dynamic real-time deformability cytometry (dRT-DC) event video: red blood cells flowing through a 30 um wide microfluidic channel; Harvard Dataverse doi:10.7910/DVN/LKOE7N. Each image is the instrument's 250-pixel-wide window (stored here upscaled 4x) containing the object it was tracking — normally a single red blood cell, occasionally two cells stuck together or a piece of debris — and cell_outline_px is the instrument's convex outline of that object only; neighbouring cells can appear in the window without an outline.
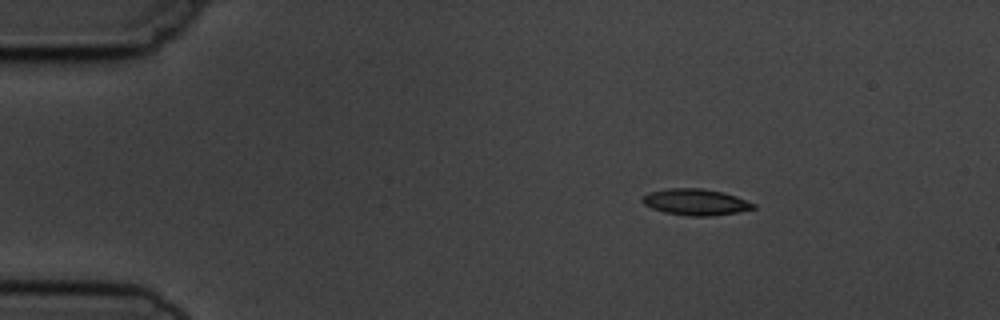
{"species": "common noctule bat (a hibernating species)", "species_latin": "Nyctalus noctula", "temperature_condition": "cold", "stored_images_in_passage": 4, "camera_frame_rate_fps": 3000, "um_per_image_px": 0.085, "animal": {"sex": "male", "body_mass_g": 19.5, "forearm_length_mm": 54.6}, "frame": {"image": 1, "passage_image": 2, "time_ms": 1.333, "image_size_px": [1000, 320], "cell_outline_px": [[756, 208], [736, 212], [712, 216], [688, 216], [664, 212], [652, 208], [644, 204], [640, 200], [640, 196], [648, 192], [668, 188], [704, 188], [724, 192], [736, 196], [756, 204]], "centroid_in_image_um": [59.1, 17.16], "position_along_channel_um": 25.9, "area_um2": 17.22}}